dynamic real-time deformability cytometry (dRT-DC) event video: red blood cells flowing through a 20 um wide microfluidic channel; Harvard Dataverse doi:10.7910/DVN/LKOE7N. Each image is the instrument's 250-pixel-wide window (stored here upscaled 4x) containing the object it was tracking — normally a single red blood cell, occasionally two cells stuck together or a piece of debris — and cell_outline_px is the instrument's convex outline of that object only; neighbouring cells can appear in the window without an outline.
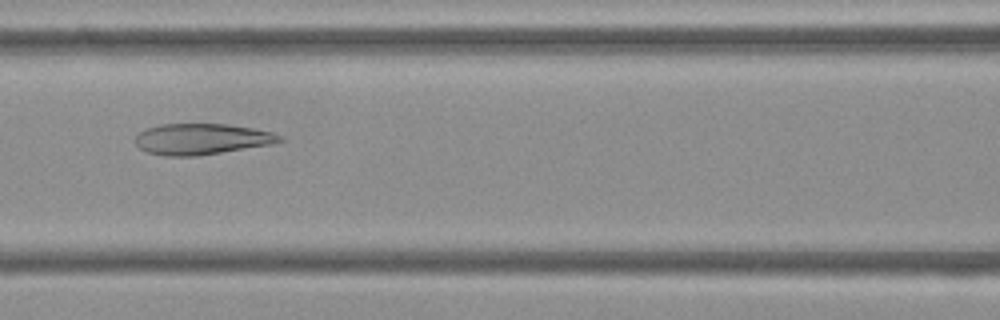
{"species": "Egyptian fruit bat (a non-hibernating species)", "species_latin": "Rousettus aegyptiacus", "temperature_condition": "cold", "stored_images_in_passage": 53, "camera_frame_rate_fps": 3000, "um_per_image_px": 0.085, "frame": {"image": 1, "passage_image": 23, "time_ms": 7.333, "image_size_px": [1000, 320], "cell_outline_px": [[284, 140], [272, 144], [196, 156], [164, 156], [148, 152], [140, 148], [136, 144], [136, 136], [144, 128], [160, 124], [228, 124], [252, 128], [272, 132], [284, 136]], "centroid_in_image_um": [17.14, 11.81], "position_along_channel_um": 149.5, "area_um2": 26.07}}
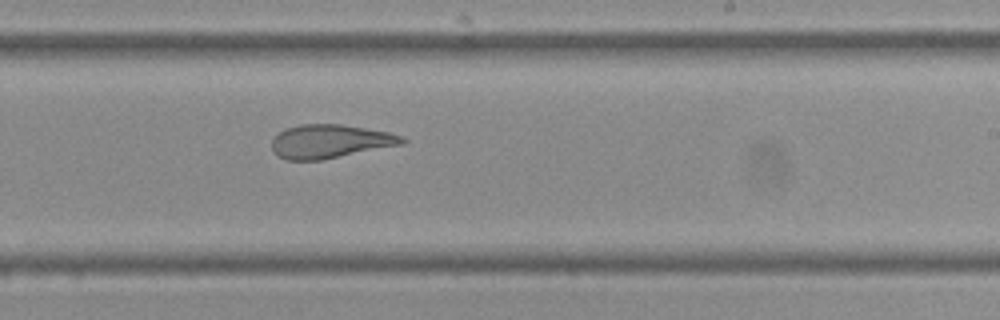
{"frame": {"image": 2, "passage_image": 32, "time_ms": 10.333, "image_size_px": [1000, 320], "cell_outline_px": [[408, 140], [404, 144], [320, 160], [288, 160], [276, 156], [272, 152], [272, 140], [284, 128], [300, 124], [340, 124], [388, 132], [400, 136]], "centroid_in_image_um": [28.02, 12.02], "position_along_channel_um": 261.0, "area_um2": 25.49}}
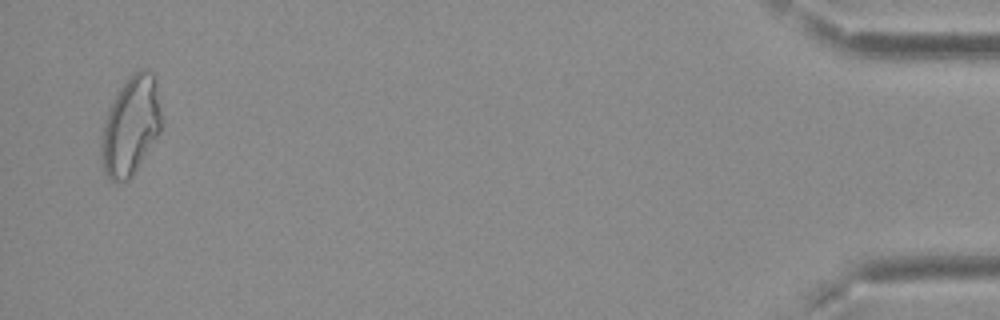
{"frame": {"image": 3, "passage_image": 52, "time_ms": 17.0, "image_size_px": [1000, 320], "cell_outline_px": [[164, 120], [160, 132], [132, 176], [128, 180], [116, 184], [104, 172], [100, 160], [100, 148], [104, 120], [108, 108], [120, 88], [128, 76], [132, 72], [140, 68], [144, 68], [152, 72], [156, 80]], "centroid_in_image_um": [11.13, 10.68], "position_along_channel_um": 424.1, "area_um2": 35.37}}